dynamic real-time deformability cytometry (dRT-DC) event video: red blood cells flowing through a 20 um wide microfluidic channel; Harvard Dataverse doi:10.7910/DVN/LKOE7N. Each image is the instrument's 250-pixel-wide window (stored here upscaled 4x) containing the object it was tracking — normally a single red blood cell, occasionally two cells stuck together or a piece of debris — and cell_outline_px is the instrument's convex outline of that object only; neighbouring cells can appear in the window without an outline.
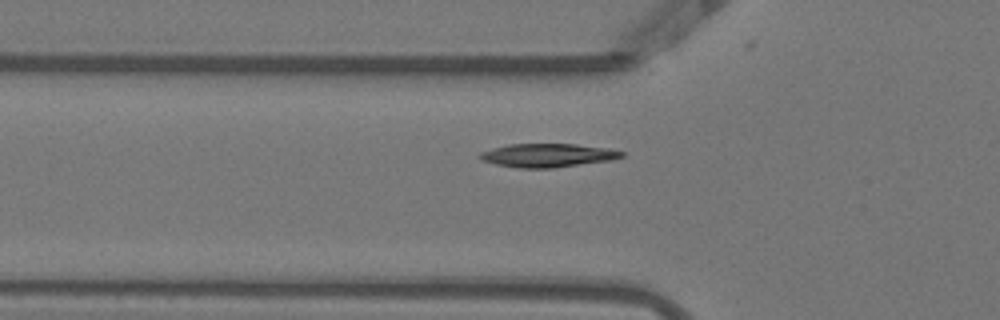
{"species": "Egyptian fruit bat (a non-hibernating species)", "species_latin": "Rousettus aegyptiacus", "temperature_condition": "warm", "stored_images_in_passage": 33, "camera_frame_rate_fps": 3000, "um_per_image_px": 0.085, "animal": {"sex": "female"}, "frame": {"image": 1, "passage_image": 11, "time_ms": 3.333, "image_size_px": [1000, 320], "cell_outline_px": [[616, 152], [612, 156], [564, 164], [512, 164], [532, 144], [560, 144]], "centroid_in_image_um": [47.55, 13.13], "position_along_channel_um": 78.3, "area_um2": 10.29}}
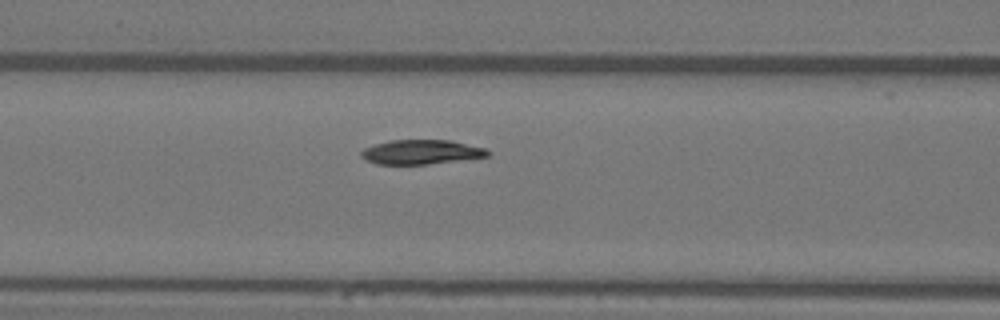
{"frame": {"image": 2, "passage_image": 15, "time_ms": 4.667, "image_size_px": [1000, 320], "cell_outline_px": [[484, 152], [476, 156], [404, 164], [400, 164], [380, 160], [396, 144], [424, 140], [456, 144]], "centroid_in_image_um": [36.31, 12.94], "position_along_channel_um": 130.3, "area_um2": 11.21}}